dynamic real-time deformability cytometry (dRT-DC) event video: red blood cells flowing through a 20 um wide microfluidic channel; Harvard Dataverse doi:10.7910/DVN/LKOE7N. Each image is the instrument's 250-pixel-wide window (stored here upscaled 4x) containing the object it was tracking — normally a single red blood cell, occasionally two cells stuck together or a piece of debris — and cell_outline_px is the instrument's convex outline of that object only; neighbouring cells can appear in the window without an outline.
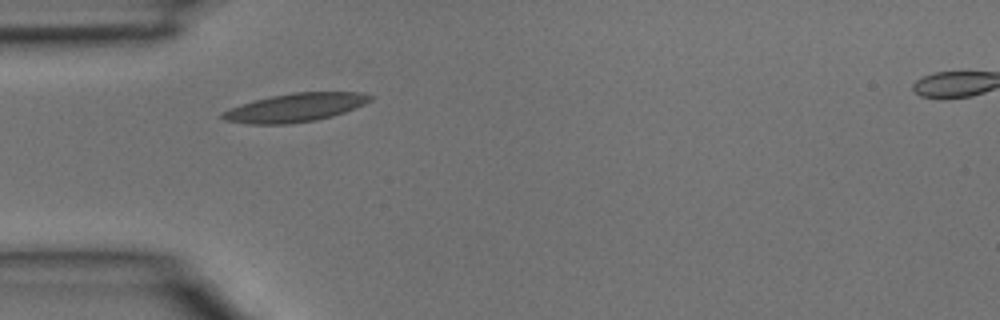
{"species": "common noctule bat (a hibernating species)", "species_latin": "Nyctalus noctula", "temperature_condition": "room temperature", "stored_images_in_passage": 3, "camera_frame_rate_fps": 3000, "um_per_image_px": 0.085, "animal": {"sex": "male", "body_mass_g": 15.6}, "frame": {"image": 1, "passage_image": 3, "time_ms": 0.667, "image_size_px": [1000, 320], "cell_outline_px": [[372, 100], [364, 104], [344, 112], [332, 116], [316, 120], [288, 124], [252, 124], [224, 120], [220, 116], [220, 112], [256, 100], [272, 96], [292, 92], [360, 92], [372, 96]], "centroid_in_image_um": [25.11, 9.14], "position_along_channel_um": 59.9, "area_um2": 24.22}}